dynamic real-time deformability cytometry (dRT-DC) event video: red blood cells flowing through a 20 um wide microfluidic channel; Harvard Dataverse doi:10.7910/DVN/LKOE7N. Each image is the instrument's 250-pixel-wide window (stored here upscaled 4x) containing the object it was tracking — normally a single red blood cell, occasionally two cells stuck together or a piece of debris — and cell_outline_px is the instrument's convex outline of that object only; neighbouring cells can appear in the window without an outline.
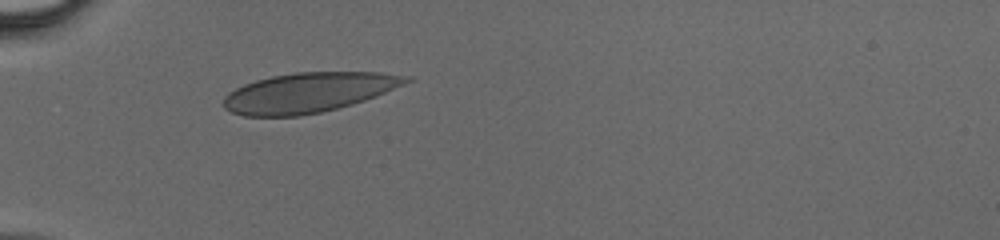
{"species": "human", "species_latin": "Homo sapiens", "temperature_condition": "cold", "stored_images_in_passage": 31, "camera_frame_rate_fps": 3000, "um_per_image_px": 0.085, "donor": {"sex": "male"}, "frame": {"image": 1, "passage_image": 1, "time_ms": 0.0, "image_size_px": [1000, 240], "cell_outline_px": [[416, 80], [376, 96], [352, 104], [320, 112], [300, 116], [244, 116], [232, 112], [224, 108], [224, 96], [228, 92], [244, 84], [256, 80], [272, 76], [296, 72], [380, 72], [412, 76]], "centroid_in_image_um": [26.27, 7.85], "position_along_channel_um": 58.7, "area_um2": 42.48}}
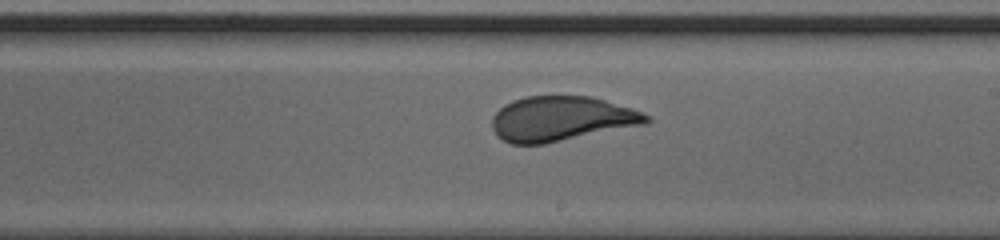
{"frame": {"image": 2, "passage_image": 14, "time_ms": 4.333, "image_size_px": [1000, 240], "cell_outline_px": [[652, 120], [648, 124], [544, 144], [512, 144], [496, 136], [492, 128], [492, 116], [504, 104], [512, 100], [528, 96], [592, 96], [632, 108], [648, 116]], "centroid_in_image_um": [47.71, 10.1], "position_along_channel_um": 241.3, "area_um2": 40.52}}
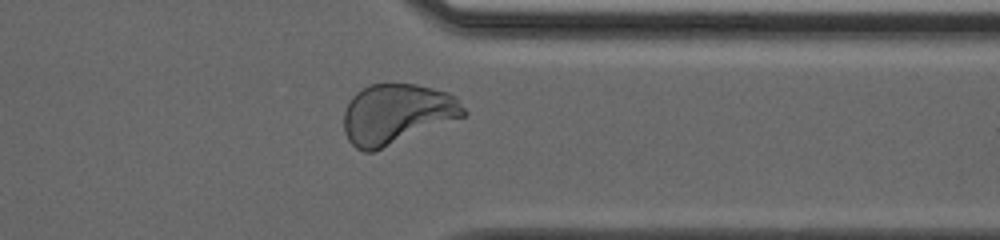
{"frame": {"image": 3, "passage_image": 23, "time_ms": 7.333, "image_size_px": [1000, 240], "cell_outline_px": [[468, 112], [464, 116], [372, 152], [364, 152], [356, 148], [348, 140], [344, 132], [344, 112], [352, 96], [356, 92], [368, 84], [416, 84], [448, 92], [456, 96], [460, 100]], "centroid_in_image_um": [33.72, 9.67], "position_along_channel_um": 377.7, "area_um2": 41.85}}